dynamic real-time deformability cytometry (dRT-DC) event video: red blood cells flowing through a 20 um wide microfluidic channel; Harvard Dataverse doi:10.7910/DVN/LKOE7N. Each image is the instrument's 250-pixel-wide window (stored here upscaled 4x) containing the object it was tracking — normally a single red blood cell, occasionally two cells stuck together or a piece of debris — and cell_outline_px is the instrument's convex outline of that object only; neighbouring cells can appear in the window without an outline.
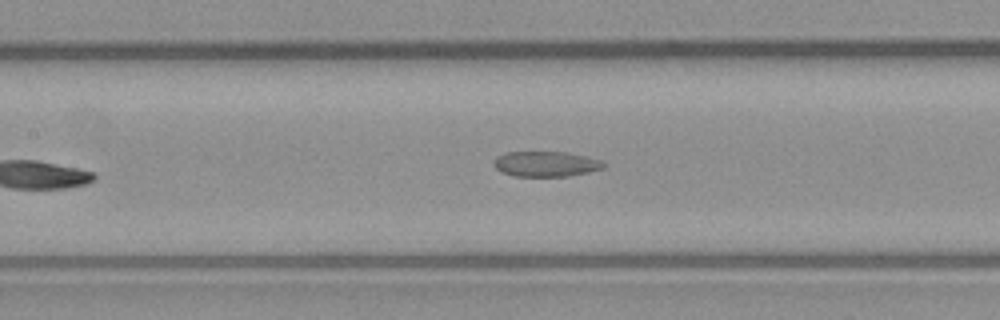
{"species": "common noctule bat (a hibernating species)", "species_latin": "Nyctalus noctula", "temperature_condition": "warm", "stored_images_in_passage": 7, "camera_frame_rate_fps": 3000, "um_per_image_px": 0.085, "animal": {"sex": "male", "body_mass_g": 23.1, "forearm_length_mm": 52.7}, "frame": {"image": 1, "passage_image": 6, "time_ms": 1.667, "image_size_px": [1000, 320], "cell_outline_px": [[608, 164], [604, 168], [588, 172], [568, 176], [512, 176], [500, 172], [492, 164], [492, 160], [496, 156], [504, 152], [568, 152], [588, 156], [600, 160]], "centroid_in_image_um": [46.38, 13.93], "position_along_channel_um": 161.0, "area_um2": 16.53}}
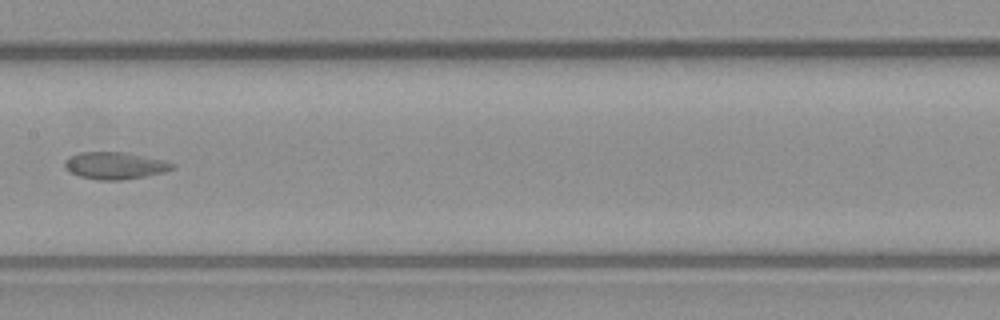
{"frame": {"image": 2, "passage_image": 7, "time_ms": 2.0, "image_size_px": [1000, 320], "cell_outline_px": [[176, 168], [164, 172], [144, 176], [120, 180], [100, 180], [80, 176], [68, 172], [64, 168], [64, 160], [68, 156], [80, 152], [128, 152], [164, 160], [176, 164]], "centroid_in_image_um": [9.76, 14.06], "position_along_channel_um": 197.6, "area_um2": 17.22}}